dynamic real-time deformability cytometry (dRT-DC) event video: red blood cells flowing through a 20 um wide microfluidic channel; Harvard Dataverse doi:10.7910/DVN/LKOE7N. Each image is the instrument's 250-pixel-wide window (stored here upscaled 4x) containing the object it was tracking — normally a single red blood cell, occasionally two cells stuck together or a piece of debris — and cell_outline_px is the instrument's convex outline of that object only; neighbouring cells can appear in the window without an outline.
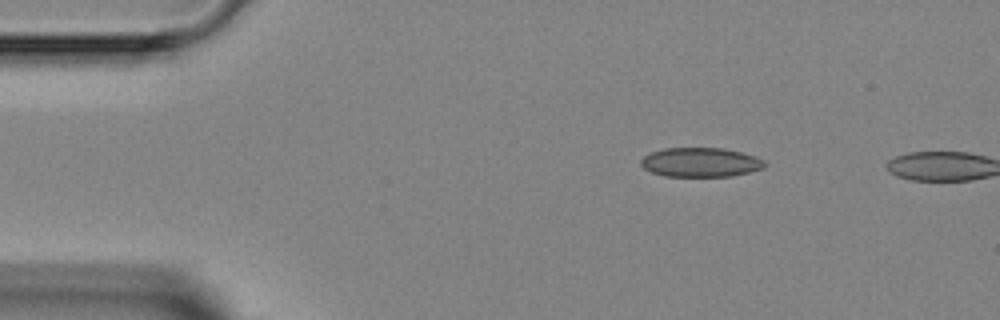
{"species": "Egyptian fruit bat (a non-hibernating species)", "species_latin": "Rousettus aegyptiacus", "temperature_condition": "room temperature", "stored_images_in_passage": 4, "camera_frame_rate_fps": 3000, "um_per_image_px": 0.085, "animal": {"sex": "female"}, "frame": {"image": 1, "passage_image": 4, "time_ms": 3.667, "image_size_px": [1000, 320], "cell_outline_px": [[768, 164], [764, 168], [732, 176], [664, 176], [652, 172], [644, 168], [640, 164], [640, 160], [648, 152], [664, 148], [724, 148], [756, 156], [764, 160]], "centroid_in_image_um": [59.54, 13.79], "position_along_channel_um": 25.5, "area_um2": 21.27}}